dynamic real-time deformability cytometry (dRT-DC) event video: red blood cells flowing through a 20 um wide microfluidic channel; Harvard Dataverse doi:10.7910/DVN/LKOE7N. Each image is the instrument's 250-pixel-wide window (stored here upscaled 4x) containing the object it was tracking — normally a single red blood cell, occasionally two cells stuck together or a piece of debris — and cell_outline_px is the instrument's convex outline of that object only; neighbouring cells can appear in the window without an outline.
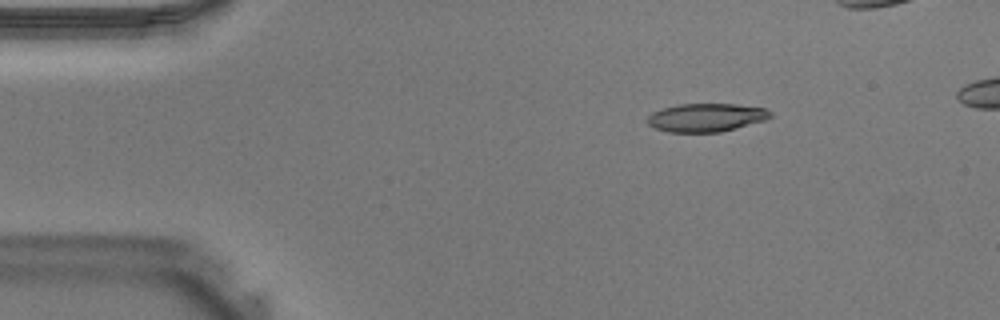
{"species": "Egyptian fruit bat (a non-hibernating species)", "species_latin": "Rousettus aegyptiacus", "temperature_condition": "warm", "stored_images_in_passage": 31, "camera_frame_rate_fps": 3000, "um_per_image_px": 0.085, "animal": {"sex": "male"}, "frame": {"image": 1, "passage_image": 1, "time_ms": 0.0, "image_size_px": [1000, 320], "cell_outline_px": [[772, 116], [768, 120], [720, 132], [668, 132], [656, 128], [648, 124], [648, 116], [652, 112], [660, 108], [676, 104], [736, 104], [764, 108], [772, 112]], "centroid_in_image_um": [60.04, 9.98], "position_along_channel_um": 25.0, "area_um2": 20.46}}
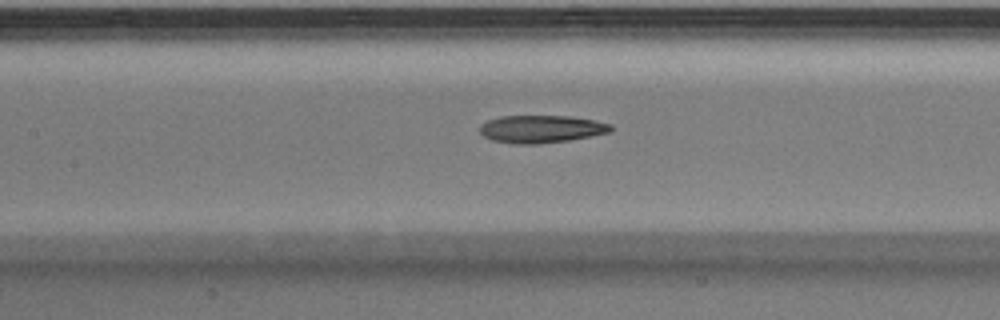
{"frame": {"image": 2, "passage_image": 13, "time_ms": 4.0, "image_size_px": [1000, 320], "cell_outline_px": [[612, 128], [608, 132], [568, 140], [536, 144], [516, 144], [492, 140], [484, 136], [480, 132], [480, 124], [488, 120], [500, 116], [568, 116], [596, 120], [612, 124]], "centroid_in_image_um": [45.97, 10.96], "position_along_channel_um": 161.4, "area_um2": 20.92}}
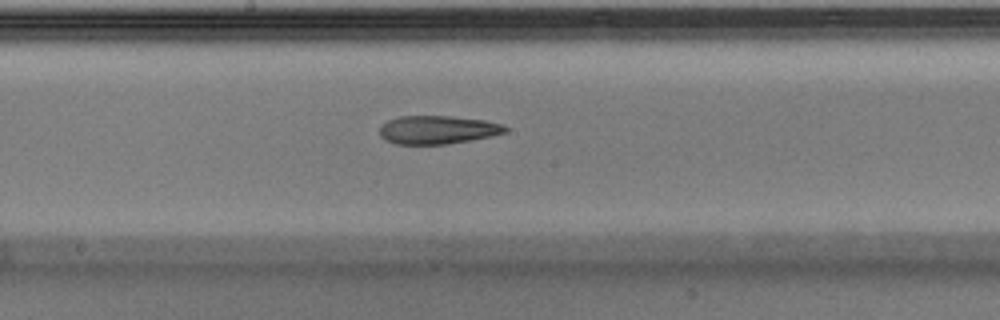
{"frame": {"image": 3, "passage_image": 16, "time_ms": 5.0, "image_size_px": [1000, 320], "cell_outline_px": [[508, 132], [492, 136], [448, 144], [396, 144], [384, 140], [380, 136], [380, 128], [388, 120], [400, 116], [452, 116], [484, 120], [504, 124], [508, 128]], "centroid_in_image_um": [37.23, 11.03], "position_along_channel_um": 211.0, "area_um2": 20.87}}